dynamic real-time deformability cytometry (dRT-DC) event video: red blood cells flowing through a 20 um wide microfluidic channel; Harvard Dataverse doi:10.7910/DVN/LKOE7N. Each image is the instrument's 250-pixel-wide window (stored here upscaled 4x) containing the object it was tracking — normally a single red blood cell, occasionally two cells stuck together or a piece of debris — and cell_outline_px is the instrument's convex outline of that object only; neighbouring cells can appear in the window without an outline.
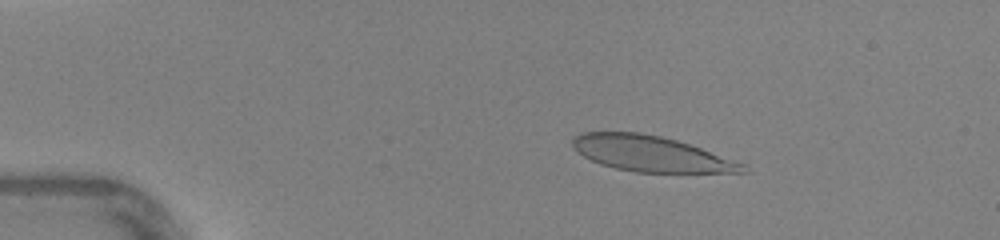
{"species": "human", "species_latin": "Homo sapiens", "temperature_condition": "warm", "stored_images_in_passage": 46, "camera_frame_rate_fps": 3000, "um_per_image_px": 0.085, "donor": {"sex": "female"}, "frame": {"image": 1, "passage_image": 8, "time_ms": 2.333, "image_size_px": [1000, 240], "cell_outline_px": [[752, 172], [636, 172], [616, 168], [600, 164], [584, 156], [572, 148], [572, 140], [580, 132], [640, 132], [660, 136], [676, 140], [700, 148], [744, 164]], "centroid_in_image_um": [55.29, 13.06], "position_along_channel_um": 29.7, "area_um2": 34.91}}
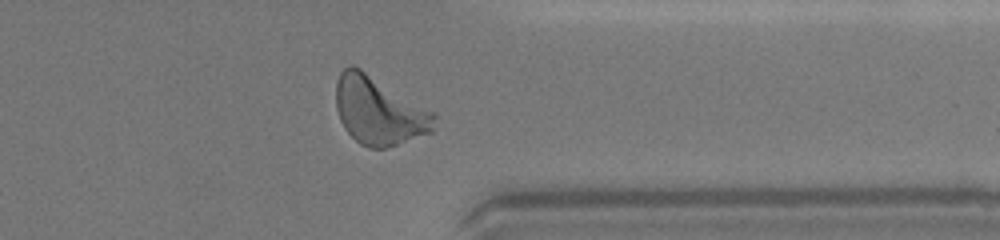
{"frame": {"image": 2, "passage_image": 37, "time_ms": 12.0, "image_size_px": [1000, 240], "cell_outline_px": [[436, 116], [432, 132], [384, 148], [368, 148], [360, 144], [344, 128], [340, 120], [336, 108], [336, 84], [340, 72], [348, 64], [352, 64], [360, 68], [436, 112]], "centroid_in_image_um": [32.2, 9.4], "position_along_channel_um": 379.2, "area_um2": 39.02}}
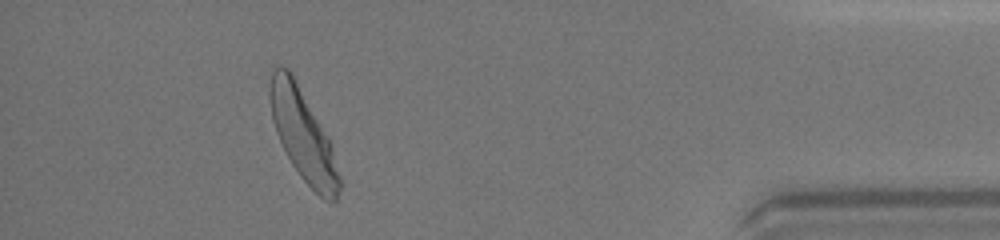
{"frame": {"image": 3, "passage_image": 42, "time_ms": 13.667, "image_size_px": [1000, 240], "cell_outline_px": [[340, 188], [336, 204], [332, 204], [324, 200], [300, 176], [292, 164], [276, 132], [272, 120], [268, 96], [268, 92], [272, 64], [280, 64], [288, 68], [328, 140], [340, 176]], "centroid_in_image_um": [25.7, 11.48], "position_along_channel_um": 409.5, "area_um2": 36.01}, "authors_computed_cell_mechanics": {"area_um2": 36.3851, "velocity_mm_per_s": 4.3571, "shape_relaxation_time_tau1_ms": 3.4513, "shape_relaxation_time_tau2_ms": null, "deformation_change_tau1": 0.1715, "deformation_change_tau2": null}}